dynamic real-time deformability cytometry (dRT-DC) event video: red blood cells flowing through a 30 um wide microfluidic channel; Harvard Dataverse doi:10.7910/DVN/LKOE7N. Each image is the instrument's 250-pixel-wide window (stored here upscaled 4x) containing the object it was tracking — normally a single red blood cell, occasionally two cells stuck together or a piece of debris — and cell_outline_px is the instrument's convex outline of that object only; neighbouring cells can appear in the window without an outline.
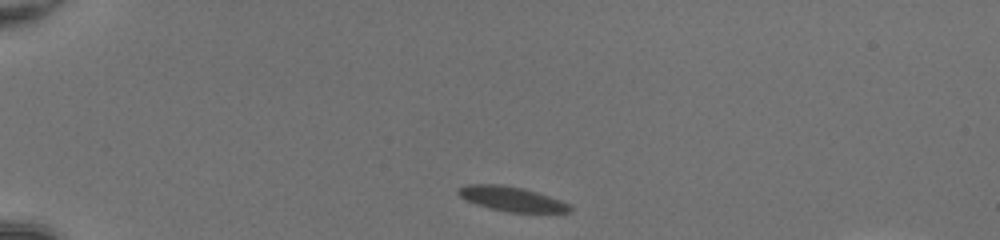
{"species": "common noctule bat (a hibernating species)", "species_latin": "Nyctalus noctula", "temperature_condition": "room temperature", "stored_images_in_passage": 41, "camera_frame_rate_fps": 3000, "um_per_image_px": 0.085, "animal": {"sex": "female", "body_mass_g": 20.0, "forearm_length_mm": 54.0}, "frame": {"image": 1, "passage_image": 1, "time_ms": 0.0, "image_size_px": [1000, 240], "cell_outline_px": [[572, 208], [568, 212], [508, 212], [476, 204], [460, 196], [456, 192], [460, 188], [468, 184], [496, 184], [524, 188], [560, 200], [568, 204]], "centroid_in_image_um": [43.48, 16.9], "position_along_channel_um": 41.5, "area_um2": 15.61}}
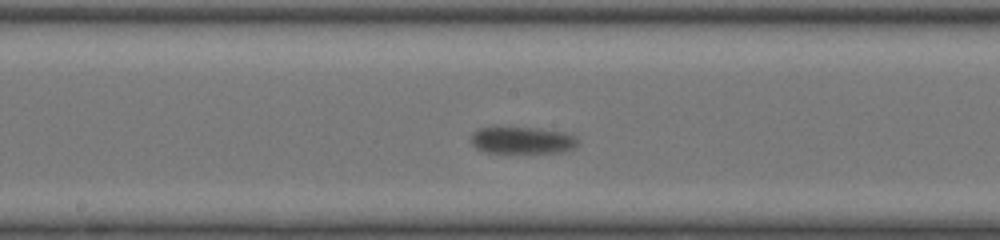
{"frame": {"image": 2, "passage_image": 18, "time_ms": 5.667, "image_size_px": [1000, 240], "cell_outline_px": [[580, 140], [572, 148], [560, 152], [488, 152], [476, 148], [472, 144], [472, 132], [476, 128], [536, 128], [564, 132], [576, 136]], "centroid_in_image_um": [44.4, 11.91], "position_along_channel_um": 203.8, "area_um2": 16.47}}
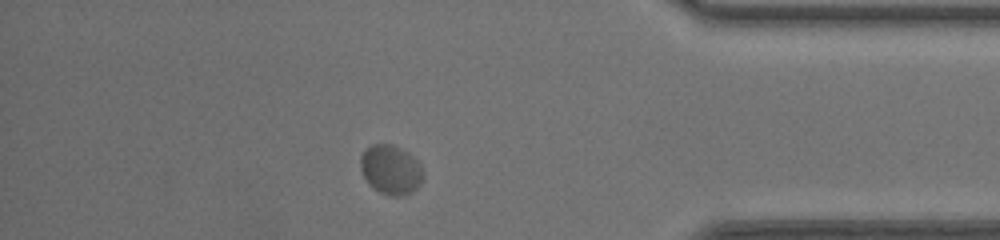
{"frame": {"image": 3, "passage_image": 35, "time_ms": 11.333, "image_size_px": [1000, 240], "cell_outline_px": [[424, 176], [420, 184], [412, 192], [400, 196], [392, 196], [380, 192], [372, 188], [368, 184], [360, 168], [360, 156], [364, 148], [372, 144], [392, 144], [408, 152], [420, 164], [424, 172]], "centroid_in_image_um": [33.2, 14.41], "position_along_channel_um": 402.0, "area_um2": 18.26}, "authors_computed_cell_mechanics": {"area_um2": 16.473, "velocity_mm_per_s": 3.9181, "shape_relaxation_time_tau1_ms": 2.0883, "shape_relaxation_time_tau2_ms": null, "deformation_change_tau1": 0.097, "deformation_change_tau2": null}}